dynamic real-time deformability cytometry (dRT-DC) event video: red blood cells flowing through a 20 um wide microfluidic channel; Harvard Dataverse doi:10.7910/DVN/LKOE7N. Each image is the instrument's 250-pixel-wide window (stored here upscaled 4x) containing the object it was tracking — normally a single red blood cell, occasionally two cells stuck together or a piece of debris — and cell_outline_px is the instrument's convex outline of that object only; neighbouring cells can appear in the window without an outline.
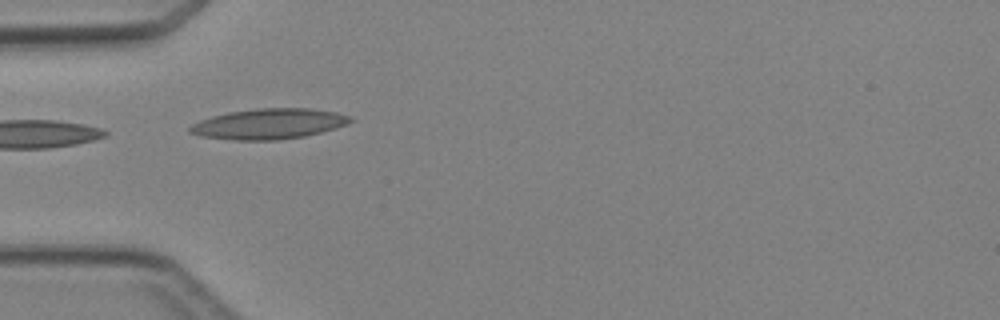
{"species": "Egyptian fruit bat (a non-hibernating species)", "species_latin": "Rousettus aegyptiacus", "temperature_condition": "cold", "stored_images_in_passage": 5, "camera_frame_rate_fps": 3000, "um_per_image_px": 0.085, "animal": {"sex": "female"}, "frame": {"image": 1, "passage_image": 3, "time_ms": 2.667, "image_size_px": [1000, 320], "cell_outline_px": [[356, 120], [348, 124], [336, 128], [304, 136], [280, 140], [232, 140], [200, 136], [188, 132], [188, 128], [192, 124], [200, 120], [212, 116], [228, 112], [256, 108], [308, 108], [336, 112], [348, 116]], "centroid_in_image_um": [22.84, 10.53], "position_along_channel_um": 62.2, "area_um2": 28.61}}
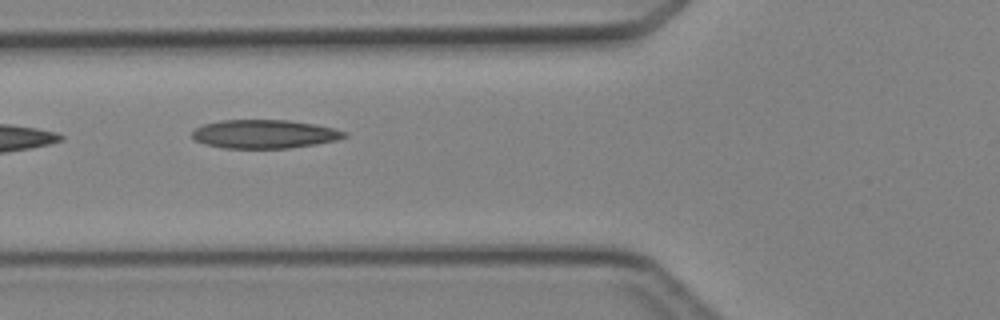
{"frame": {"image": 2, "passage_image": 4, "time_ms": 3.667, "image_size_px": [1000, 320], "cell_outline_px": [[348, 136], [336, 140], [316, 144], [288, 148], [224, 148], [204, 144], [196, 140], [192, 136], [192, 132], [196, 128], [204, 124], [220, 120], [288, 120], [316, 124], [336, 128], [348, 132]], "centroid_in_image_um": [22.52, 11.39], "position_along_channel_um": 103.3, "area_um2": 25.49}}
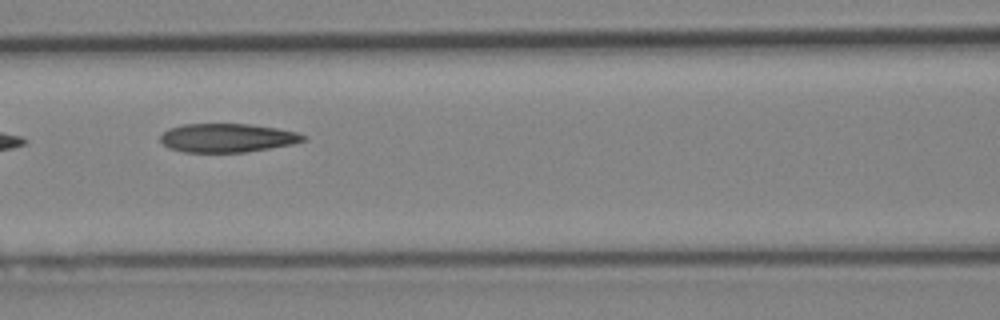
{"frame": {"image": 3, "passage_image": 5, "time_ms": 4.667, "image_size_px": [1000, 320], "cell_outline_px": [[308, 140], [292, 144], [244, 152], [184, 152], [168, 148], [160, 140], [160, 136], [168, 128], [180, 124], [248, 124], [276, 128], [296, 132], [308, 136]], "centroid_in_image_um": [19.31, 11.71], "position_along_channel_um": 147.3, "area_um2": 23.93}}